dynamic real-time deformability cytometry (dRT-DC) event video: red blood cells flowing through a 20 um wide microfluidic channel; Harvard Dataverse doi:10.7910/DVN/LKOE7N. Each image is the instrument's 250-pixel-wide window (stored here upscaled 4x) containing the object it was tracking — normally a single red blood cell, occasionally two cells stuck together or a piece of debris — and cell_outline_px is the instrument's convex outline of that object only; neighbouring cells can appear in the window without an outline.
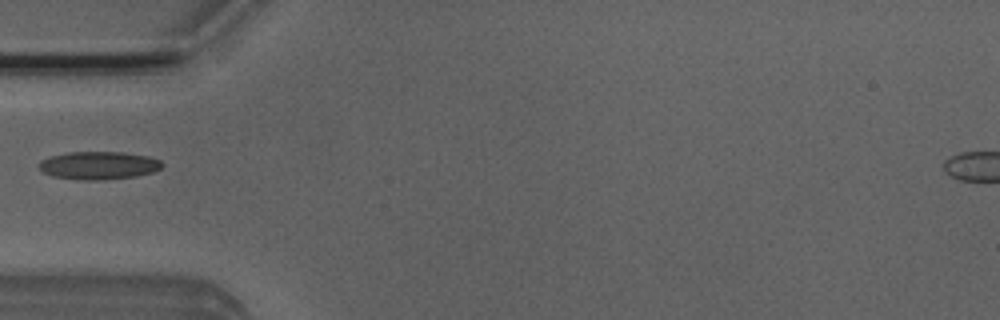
{"species": "Egyptian fruit bat (a non-hibernating species)", "species_latin": "Rousettus aegyptiacus", "temperature_condition": "room temperature", "stored_images_in_passage": 2, "camera_frame_rate_fps": 3000, "um_per_image_px": 0.085, "animal": {"sex": "male"}, "frame": {"image": 1, "passage_image": 1, "time_ms": 0.0, "image_size_px": [1000, 320], "cell_outline_px": [[164, 164], [160, 168], [152, 172], [136, 176], [100, 180], [80, 180], [52, 176], [44, 172], [40, 168], [40, 160], [48, 156], [68, 152], [124, 152], [148, 156], [160, 160]], "centroid_in_image_um": [8.38, 14.05], "position_along_channel_um": 76.6, "area_um2": 20.06}}